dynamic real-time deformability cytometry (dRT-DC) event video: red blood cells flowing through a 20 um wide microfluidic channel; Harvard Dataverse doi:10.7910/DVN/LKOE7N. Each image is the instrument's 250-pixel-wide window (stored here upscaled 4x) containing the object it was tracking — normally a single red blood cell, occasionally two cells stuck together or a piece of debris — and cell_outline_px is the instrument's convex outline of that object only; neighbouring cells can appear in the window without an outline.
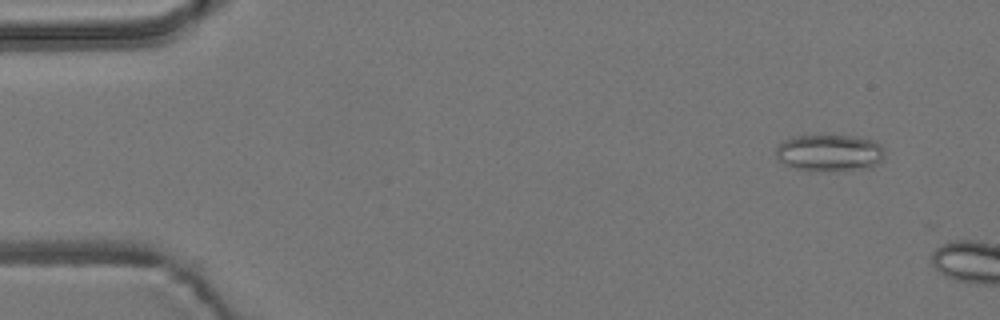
{"species": "common noctule bat (a hibernating species)", "species_latin": "Nyctalus noctula", "temperature_condition": "room temperature", "stored_images_in_passage": 5, "camera_frame_rate_fps": 3000, "um_per_image_px": 0.085, "animal": {"sex": "male", "body_mass_g": 19.2, "forearm_length_mm": 51.8}, "frame": {"image": 1, "passage_image": 2, "time_ms": 0.333, "image_size_px": [1000, 320], "cell_outline_px": [[884, 160], [872, 168], [808, 172], [784, 164], [776, 156], [776, 144], [792, 136], [852, 136], [876, 140], [880, 144], [884, 152]], "centroid_in_image_um": [70.52, 13.0], "position_along_channel_um": 14.5, "area_um2": 23.76}}